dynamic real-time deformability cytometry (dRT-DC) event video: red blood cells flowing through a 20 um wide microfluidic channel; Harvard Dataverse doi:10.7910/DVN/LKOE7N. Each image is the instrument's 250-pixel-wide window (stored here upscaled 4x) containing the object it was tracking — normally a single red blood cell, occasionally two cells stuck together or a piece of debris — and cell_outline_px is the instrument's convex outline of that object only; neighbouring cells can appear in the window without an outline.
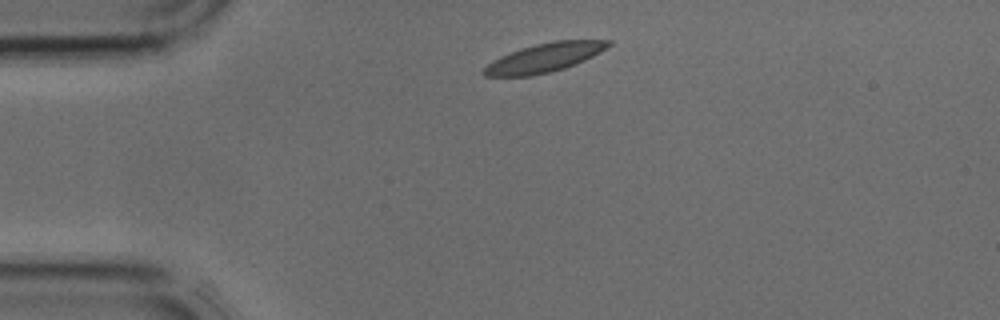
{"species": "common noctule bat (a hibernating species)", "species_latin": "Nyctalus noctula", "temperature_condition": "cold", "stored_images_in_passage": 2, "camera_frame_rate_fps": 3000, "um_per_image_px": 0.085, "animal": {"sex": "male", "body_mass_g": 17.9, "forearm_length_mm": 54.2}, "frame": {"image": 1, "passage_image": 1, "time_ms": 0.0, "image_size_px": [1000, 320], "cell_outline_px": [[612, 44], [600, 52], [584, 60], [564, 68], [532, 76], [484, 76], [480, 72], [488, 64], [500, 56], [520, 48], [536, 44], [556, 40], [612, 40]], "centroid_in_image_um": [46.26, 4.9], "position_along_channel_um": 38.7, "area_um2": 20.81}}
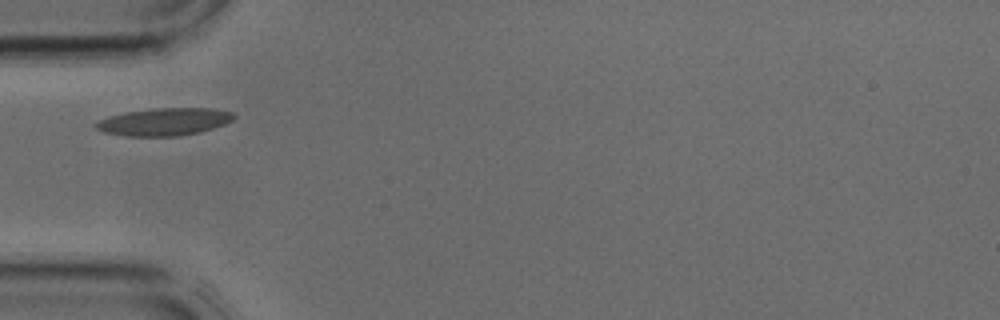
{"frame": {"image": 2, "passage_image": 2, "time_ms": 0.333, "image_size_px": [1000, 320], "cell_outline_px": [[236, 116], [232, 120], [224, 124], [200, 132], [176, 136], [124, 136], [104, 132], [96, 128], [96, 124], [100, 120], [108, 116], [128, 112], [152, 108], [212, 108], [236, 112]], "centroid_in_image_um": [14.0, 10.34], "position_along_channel_um": 71.0, "area_um2": 22.08}}